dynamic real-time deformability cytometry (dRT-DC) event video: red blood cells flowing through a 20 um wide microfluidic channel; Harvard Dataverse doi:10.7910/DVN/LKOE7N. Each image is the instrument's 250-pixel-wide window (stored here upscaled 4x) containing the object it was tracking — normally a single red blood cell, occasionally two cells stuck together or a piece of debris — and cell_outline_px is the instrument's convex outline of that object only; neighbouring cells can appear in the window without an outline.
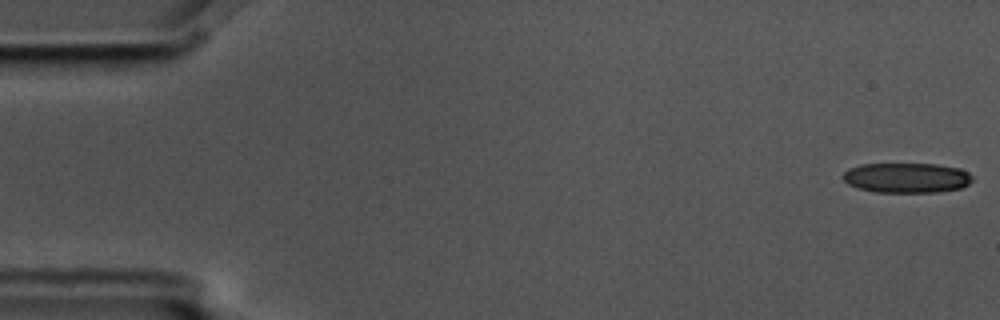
{"species": "common noctule bat (a hibernating species)", "species_latin": "Nyctalus noctula", "temperature_condition": "cold", "stored_images_in_passage": 9, "camera_frame_rate_fps": 3000, "um_per_image_px": 0.085, "animal": {"sex": "male", "body_mass_g": 17.5, "forearm_length_mm": 52.3}, "frame": {"image": 1, "passage_image": 1, "time_ms": 0.0, "image_size_px": [1000, 320], "cell_outline_px": [[972, 180], [968, 184], [960, 188], [936, 192], [876, 192], [856, 188], [848, 184], [844, 180], [844, 172], [848, 168], [860, 164], [936, 164], [960, 168], [968, 172], [972, 176]], "centroid_in_image_um": [77.05, 15.11], "position_along_channel_um": 7.9, "area_um2": 22.66}}
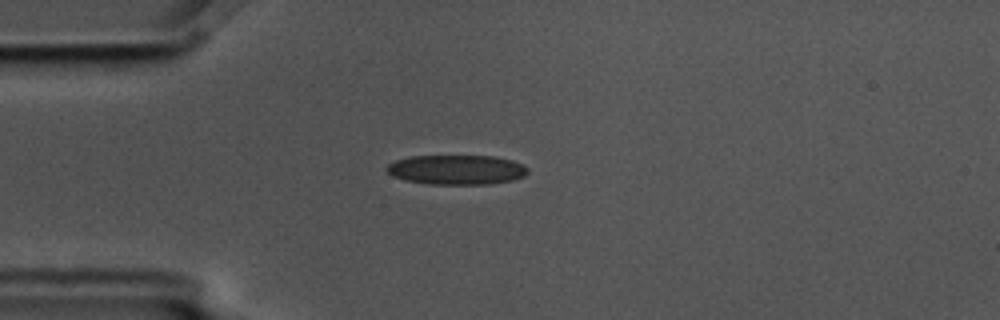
{"frame": {"image": 2, "passage_image": 4, "time_ms": 1.0, "image_size_px": [1000, 320], "cell_outline_px": [[528, 172], [524, 176], [512, 180], [488, 184], [428, 184], [404, 180], [392, 176], [384, 168], [388, 164], [396, 160], [412, 156], [496, 156], [512, 160], [524, 164], [528, 168]], "centroid_in_image_um": [38.81, 14.42], "position_along_channel_um": 46.2, "area_um2": 24.51}}